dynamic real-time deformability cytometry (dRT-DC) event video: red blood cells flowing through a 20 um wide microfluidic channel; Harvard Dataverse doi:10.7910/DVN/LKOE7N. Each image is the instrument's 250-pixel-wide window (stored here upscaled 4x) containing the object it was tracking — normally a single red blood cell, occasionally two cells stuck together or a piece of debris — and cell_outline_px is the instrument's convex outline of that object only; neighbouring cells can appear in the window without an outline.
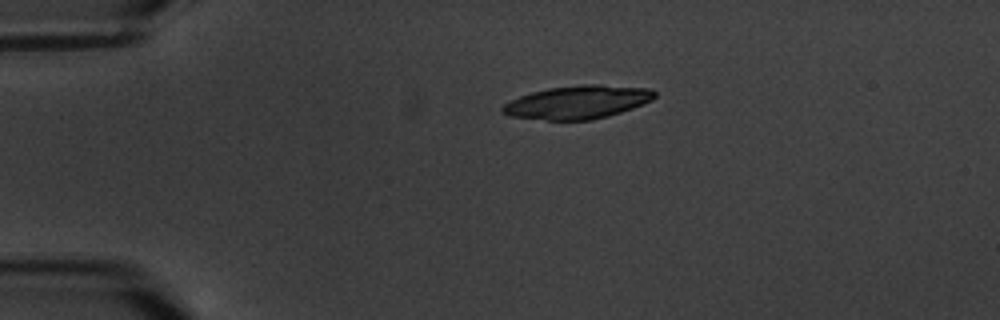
{"species": "common noctule bat (a hibernating species)", "species_latin": "Nyctalus noctula", "temperature_condition": "warm", "stored_images_in_passage": 2, "camera_frame_rate_fps": 3000, "um_per_image_px": 0.085, "animal": {"sex": "male", "body_mass_g": 20.1, "forearm_length_mm": 53.5}, "frame": {"image": 1, "passage_image": 1, "time_ms": 0.0, "image_size_px": [1000, 320], "cell_outline_px": [[656, 96], [652, 100], [632, 108], [608, 116], [592, 120], [548, 120], [508, 116], [500, 112], [500, 108], [504, 104], [520, 96], [532, 92], [548, 88], [580, 84], [600, 84], [652, 88], [656, 92]], "centroid_in_image_um": [49.1, 8.68], "position_along_channel_um": 35.9, "area_um2": 29.65}}